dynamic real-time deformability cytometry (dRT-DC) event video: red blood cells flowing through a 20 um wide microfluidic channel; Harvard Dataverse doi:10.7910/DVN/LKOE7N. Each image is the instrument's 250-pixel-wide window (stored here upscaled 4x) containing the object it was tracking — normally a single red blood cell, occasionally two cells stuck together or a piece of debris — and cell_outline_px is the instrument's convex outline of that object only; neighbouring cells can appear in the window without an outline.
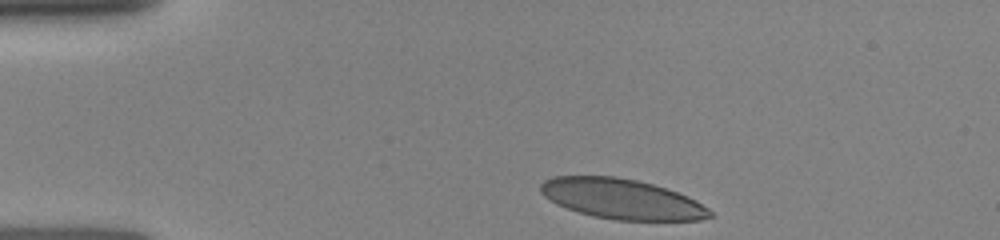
{"species": "human", "species_latin": "Homo sapiens", "temperature_condition": "room temperature", "stored_images_in_passage": 32, "camera_frame_rate_fps": 3000, "um_per_image_px": 0.085, "donor": {"sex": "female"}, "frame": {"image": 1, "passage_image": 1, "time_ms": 0.0, "image_size_px": [1000, 240], "cell_outline_px": [[712, 216], [700, 220], [616, 220], [592, 216], [556, 204], [544, 196], [540, 192], [540, 184], [544, 180], [552, 176], [616, 176], [636, 180], [652, 184], [688, 196], [696, 200], [708, 208], [712, 212]], "centroid_in_image_um": [52.83, 16.91], "position_along_channel_um": 32.2, "area_um2": 39.48}}
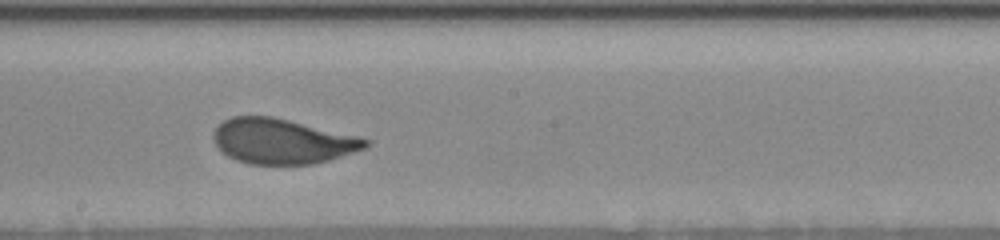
{"frame": {"image": 2, "passage_image": 21, "time_ms": 6.0, "image_size_px": [1000, 240], "cell_outline_px": [[372, 140], [364, 148], [328, 160], [312, 164], [248, 164], [236, 160], [220, 152], [216, 148], [212, 136], [216, 128], [224, 120], [232, 116], [272, 116], [356, 136]], "centroid_in_image_um": [23.92, 12.01], "position_along_channel_um": 224.3, "area_um2": 39.71}}
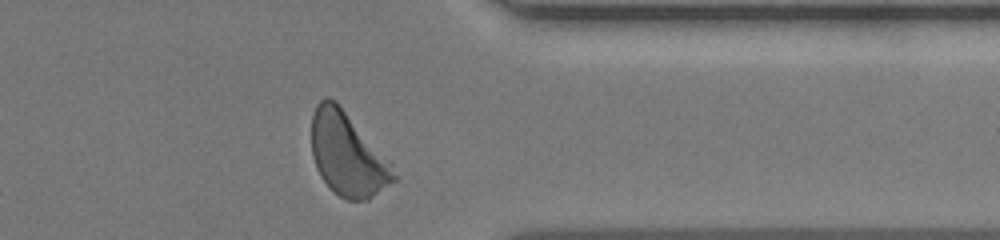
{"frame": {"image": 3, "passage_image": 32, "time_ms": 10.0, "image_size_px": [1000, 240], "cell_outline_px": [[396, 180], [368, 200], [348, 200], [340, 196], [320, 176], [316, 168], [312, 156], [312, 116], [316, 104], [324, 96], [328, 96], [336, 100], [392, 164], [396, 176]], "centroid_in_image_um": [29.52, 13.1], "position_along_channel_um": 381.9, "area_um2": 39.59}}